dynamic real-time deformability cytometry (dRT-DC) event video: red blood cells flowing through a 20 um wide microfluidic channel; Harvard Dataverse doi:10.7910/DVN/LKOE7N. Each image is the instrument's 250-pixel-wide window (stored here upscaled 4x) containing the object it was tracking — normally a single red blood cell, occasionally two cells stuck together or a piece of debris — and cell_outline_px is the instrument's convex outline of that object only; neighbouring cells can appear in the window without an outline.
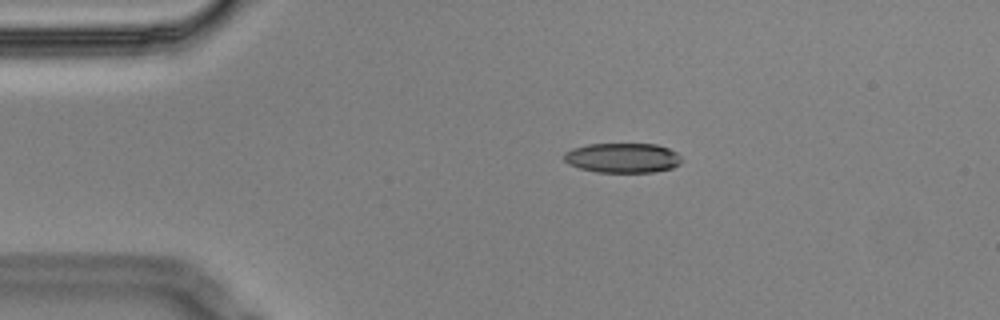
{"species": "Egyptian fruit bat (a non-hibernating species)", "species_latin": "Rousettus aegyptiacus", "temperature_condition": "cold", "stored_images_in_passage": 8, "camera_frame_rate_fps": 3000, "um_per_image_px": 0.085, "animal": {"sex": "male"}, "frame": {"image": 1, "passage_image": 3, "time_ms": 0.667, "image_size_px": [1000, 320], "cell_outline_px": [[680, 164], [672, 168], [652, 172], [596, 172], [580, 168], [568, 164], [564, 160], [564, 152], [572, 148], [588, 144], [656, 144], [668, 148], [676, 152], [680, 156]], "centroid_in_image_um": [52.9, 13.42], "position_along_channel_um": 32.1, "area_um2": 20.4}}
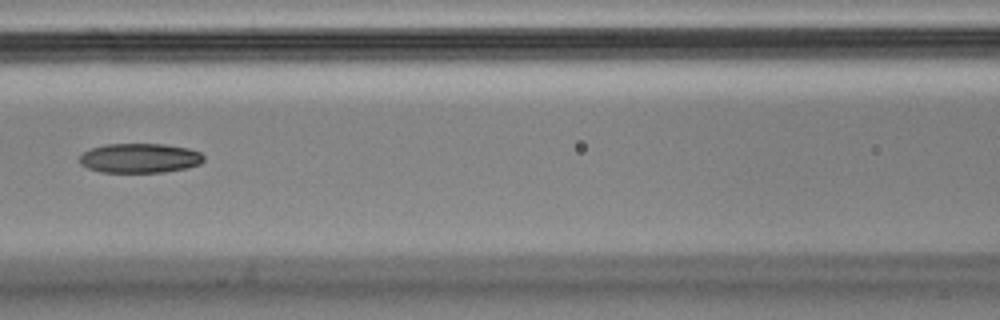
{"frame": {"image": 2, "passage_image": 7, "time_ms": 2.0, "image_size_px": [1000, 320], "cell_outline_px": [[204, 160], [200, 164], [188, 168], [164, 172], [100, 172], [88, 168], [80, 164], [80, 156], [84, 152], [92, 148], [104, 144], [164, 144], [188, 148], [200, 152], [204, 156]], "centroid_in_image_um": [11.9, 13.44], "position_along_channel_um": 154.7, "area_um2": 21.44}}
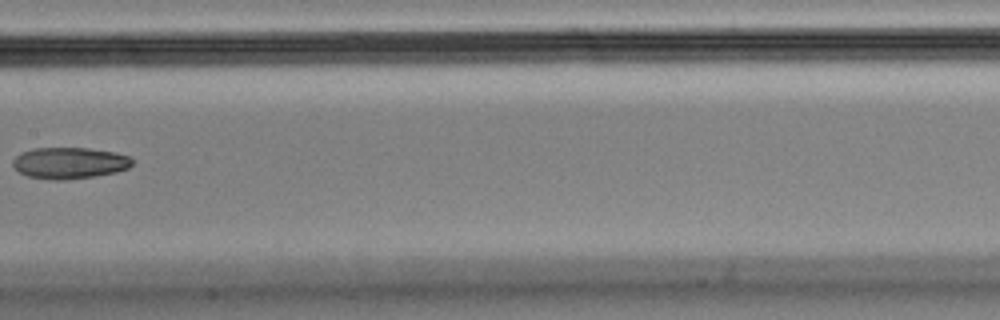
{"frame": {"image": 3, "passage_image": 8, "time_ms": 2.333, "image_size_px": [1000, 320], "cell_outline_px": [[132, 164], [128, 168], [116, 172], [96, 176], [64, 180], [52, 180], [28, 176], [20, 172], [12, 164], [12, 160], [20, 152], [32, 148], [88, 148], [112, 152], [128, 156], [132, 160]], "centroid_in_image_um": [5.88, 13.85], "position_along_channel_um": 201.5, "area_um2": 21.79}}